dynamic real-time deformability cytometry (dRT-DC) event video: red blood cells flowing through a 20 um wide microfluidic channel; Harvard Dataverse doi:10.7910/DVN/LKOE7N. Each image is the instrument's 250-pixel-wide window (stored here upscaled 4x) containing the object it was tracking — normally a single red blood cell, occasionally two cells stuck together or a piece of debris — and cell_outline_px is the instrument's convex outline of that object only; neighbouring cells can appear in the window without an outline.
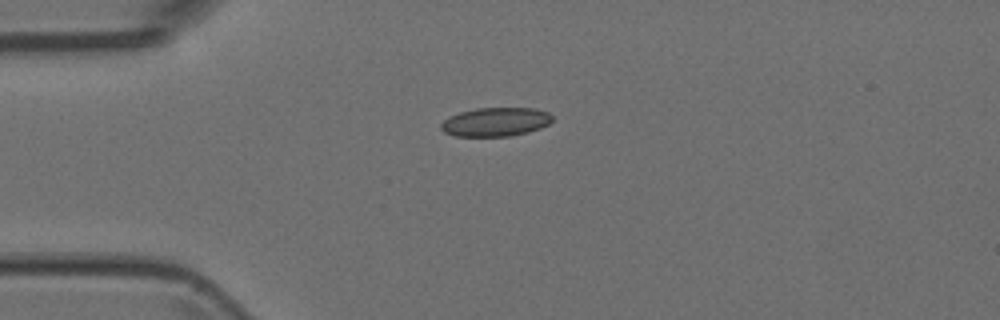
{"species": "Egyptian fruit bat (a non-hibernating species)", "species_latin": "Rousettus aegyptiacus", "temperature_condition": "room temperature", "stored_images_in_passage": 4, "camera_frame_rate_fps": 3000, "um_per_image_px": 0.085, "animal": {"sex": "female"}, "frame": {"image": 1, "passage_image": 1, "time_ms": 0.0, "image_size_px": [1000, 320], "cell_outline_px": [[552, 120], [548, 124], [540, 128], [528, 132], [508, 136], [456, 136], [444, 132], [440, 128], [440, 124], [444, 120], [460, 112], [476, 108], [532, 108], [548, 112], [552, 116]], "centroid_in_image_um": [42.12, 10.36], "position_along_channel_um": 42.9, "area_um2": 18.55}}
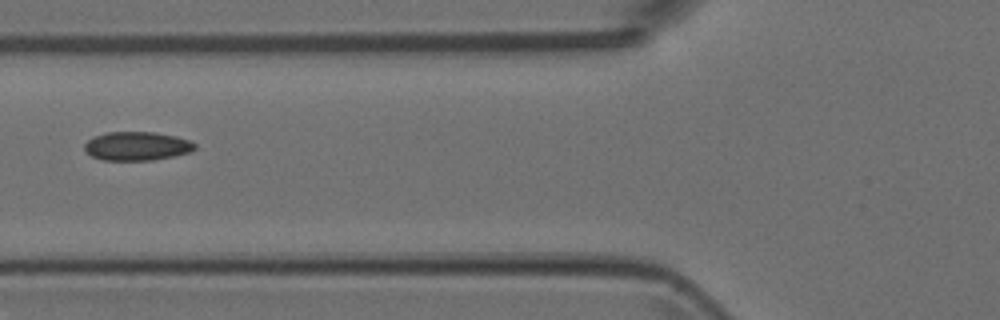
{"frame": {"image": 2, "passage_image": 3, "time_ms": 0.667, "image_size_px": [1000, 320], "cell_outline_px": [[196, 148], [188, 152], [172, 156], [152, 160], [104, 160], [92, 156], [84, 152], [84, 144], [92, 136], [108, 132], [156, 132], [176, 136], [188, 140], [196, 144]], "centroid_in_image_um": [11.59, 12.41], "position_along_channel_um": 114.2, "area_um2": 18.5}}
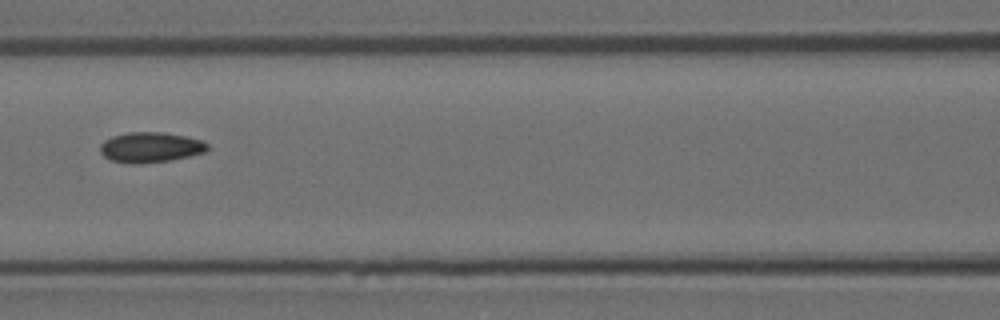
{"frame": {"image": 3, "passage_image": 4, "time_ms": 1.0, "image_size_px": [1000, 320], "cell_outline_px": [[208, 148], [204, 152], [172, 160], [140, 164], [132, 164], [112, 160], [104, 156], [100, 152], [100, 144], [104, 140], [112, 136], [128, 132], [164, 132], [204, 140], [208, 144]], "centroid_in_image_um": [12.78, 12.52], "position_along_channel_um": 153.8, "area_um2": 19.02}}